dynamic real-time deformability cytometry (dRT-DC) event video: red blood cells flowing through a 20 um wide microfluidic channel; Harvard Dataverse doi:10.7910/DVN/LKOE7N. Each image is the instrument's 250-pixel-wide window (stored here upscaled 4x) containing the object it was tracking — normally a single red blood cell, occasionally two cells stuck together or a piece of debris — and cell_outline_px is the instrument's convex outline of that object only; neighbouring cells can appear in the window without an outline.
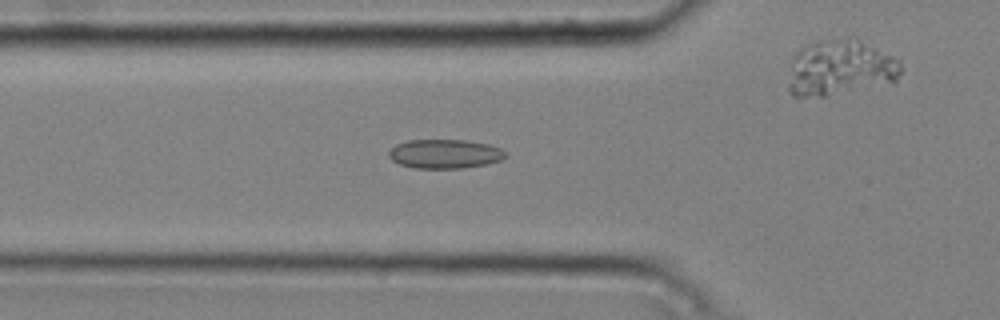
{"species": "common noctule bat (a hibernating species)", "species_latin": "Nyctalus noctula", "temperature_condition": "cold", "stored_images_in_passage": 6, "camera_frame_rate_fps": 3000, "um_per_image_px": 0.085, "animal": {"sex": "male", "body_mass_g": 20.4}, "frame": {"image": 1, "passage_image": 2, "time_ms": 0.333, "image_size_px": [1000, 320], "cell_outline_px": [[508, 156], [500, 160], [484, 164], [460, 168], [412, 168], [400, 164], [392, 160], [388, 156], [388, 152], [396, 144], [408, 140], [464, 140], [488, 144], [500, 148]], "centroid_in_image_um": [37.77, 13.07], "position_along_channel_um": 88.0, "area_um2": 19.65}}